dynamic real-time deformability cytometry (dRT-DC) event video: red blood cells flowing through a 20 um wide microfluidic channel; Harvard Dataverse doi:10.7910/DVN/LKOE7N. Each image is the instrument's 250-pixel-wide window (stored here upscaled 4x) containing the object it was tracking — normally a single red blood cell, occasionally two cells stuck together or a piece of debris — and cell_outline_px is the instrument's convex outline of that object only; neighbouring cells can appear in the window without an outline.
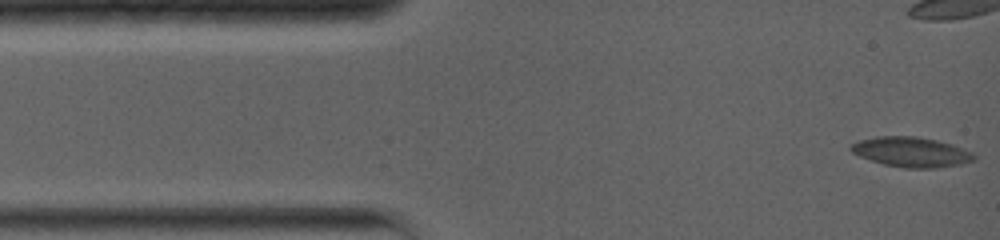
{"species": "common noctule bat (a hibernating species)", "species_latin": "Nyctalus noctula", "temperature_condition": "warm", "stored_images_in_passage": 21, "camera_frame_rate_fps": 5000, "um_per_image_px": 0.085, "animal": {"sex": "female", "body_mass_g": 19.0, "forearm_length_mm": 56.7}, "frame": {"image": 1, "passage_image": 1, "time_ms": 0.0, "image_size_px": [1000, 240], "cell_outline_px": [[976, 160], [960, 164], [936, 168], [904, 168], [884, 164], [860, 156], [852, 152], [848, 148], [852, 144], [860, 140], [876, 136], [916, 136], [936, 140], [952, 144], [972, 152], [976, 156]], "centroid_in_image_um": [77.47, 12.92], "position_along_channel_um": 7.5, "area_um2": 21.44}}
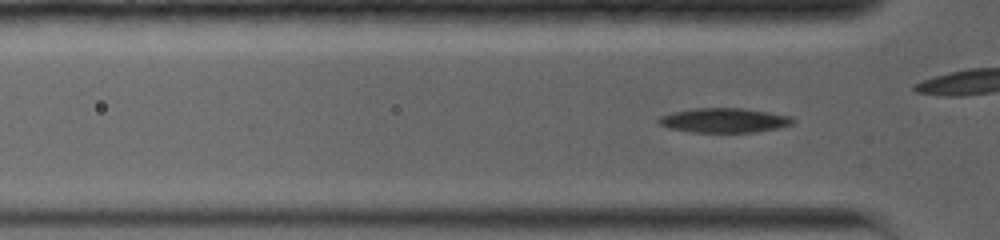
{"frame": {"image": 2, "passage_image": 18, "time_ms": 3.4, "image_size_px": [1000, 240], "cell_outline_px": [[796, 120], [792, 124], [780, 128], [756, 132], [692, 132], [668, 128], [660, 124], [656, 120], [660, 116], [672, 112], [692, 108], [744, 108], [792, 116]], "centroid_in_image_um": [61.57, 10.22], "position_along_channel_um": 64.2, "area_um2": 19.36}}